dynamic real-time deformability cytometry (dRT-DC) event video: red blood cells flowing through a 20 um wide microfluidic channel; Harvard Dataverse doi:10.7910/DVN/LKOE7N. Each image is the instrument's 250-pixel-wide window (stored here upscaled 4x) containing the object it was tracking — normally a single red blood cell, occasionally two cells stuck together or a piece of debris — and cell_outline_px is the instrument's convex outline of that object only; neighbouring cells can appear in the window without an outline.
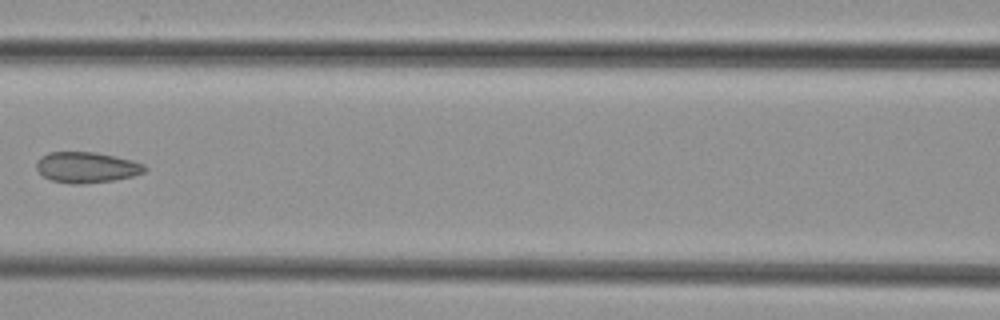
{"species": "common noctule bat (a hibernating species)", "species_latin": "Nyctalus noctula", "temperature_condition": "cold", "stored_images_in_passage": 7, "camera_frame_rate_fps": 3000, "um_per_image_px": 0.085, "animal": {"sex": "female", "body_mass_g": 29.2, "forearm_length_mm": 56.3}, "frame": {"image": 1, "passage_image": 7, "time_ms": 7.333, "image_size_px": [1000, 320], "cell_outline_px": [[148, 168], [144, 172], [132, 176], [112, 180], [84, 184], [72, 184], [52, 180], [44, 176], [36, 168], [36, 160], [40, 156], [48, 152], [96, 152], [116, 156], [132, 160], [144, 164]], "centroid_in_image_um": [7.35, 14.21], "position_along_channel_um": 159.2, "area_um2": 19.48}}